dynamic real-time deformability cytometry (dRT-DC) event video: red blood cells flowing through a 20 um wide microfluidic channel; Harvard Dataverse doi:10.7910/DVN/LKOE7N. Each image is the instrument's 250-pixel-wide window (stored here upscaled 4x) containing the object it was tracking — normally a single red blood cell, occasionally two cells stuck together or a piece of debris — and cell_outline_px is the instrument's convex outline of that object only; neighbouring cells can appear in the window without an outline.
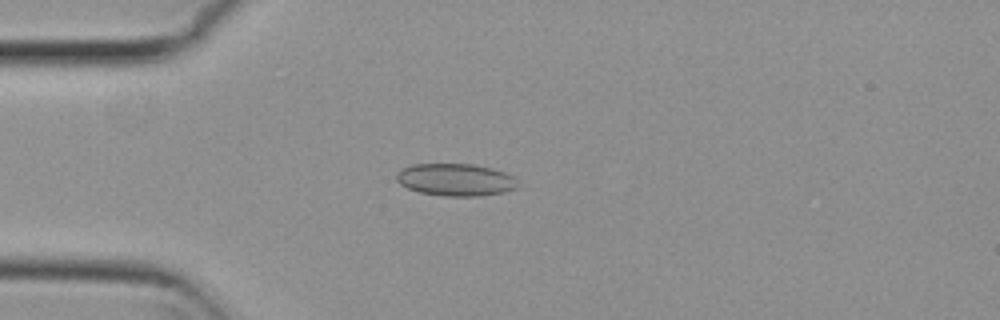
{"species": "common noctule bat (a hibernating species)", "species_latin": "Nyctalus noctula", "temperature_condition": "cold", "stored_images_in_passage": 54, "camera_frame_rate_fps": 3000, "um_per_image_px": 0.085, "animal": {"sex": "female", "body_mass_g": 29.2, "forearm_length_mm": 56.3}, "frame": {"image": 1, "passage_image": 14, "time_ms": 4.333, "image_size_px": [1000, 320], "cell_outline_px": [[516, 188], [504, 192], [480, 196], [444, 196], [420, 192], [408, 188], [400, 184], [396, 180], [396, 172], [412, 164], [472, 164], [492, 168], [516, 176]], "centroid_in_image_um": [38.73, 15.27], "position_along_channel_um": 46.3, "area_um2": 22.89}}
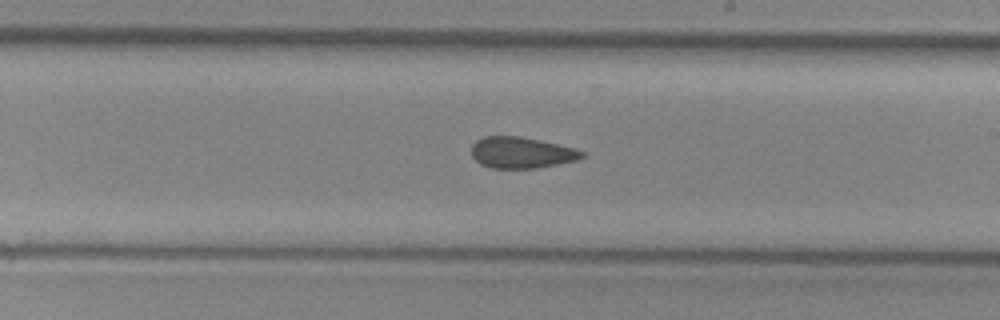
{"frame": {"image": 2, "passage_image": 31, "time_ms": 10.0, "image_size_px": [1000, 320], "cell_outline_px": [[584, 156], [576, 160], [536, 168], [492, 168], [480, 164], [472, 156], [472, 144], [476, 140], [484, 136], [520, 136], [540, 140], [572, 148], [584, 152]], "centroid_in_image_um": [44.27, 12.97], "position_along_channel_um": 244.7, "area_um2": 19.88}}
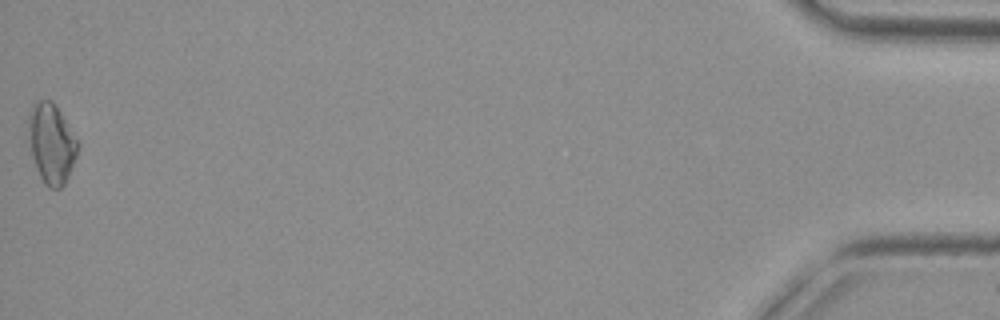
{"frame": {"image": 3, "passage_image": 54, "time_ms": 17.667, "image_size_px": [1000, 320], "cell_outline_px": [[80, 144], [76, 156], [68, 176], [64, 184], [60, 188], [48, 188], [44, 184], [40, 176], [32, 156], [28, 120], [28, 112], [32, 104], [36, 100], [52, 100], [56, 104]], "centroid_in_image_um": [4.38, 12.16], "position_along_channel_um": 430.8, "area_um2": 22.89}, "authors_computed_cell_mechanics": {"area_um2": 21.0392, "velocity_mm_per_s": 3.7857, "shape_relaxation_time_tau1_ms": null, "shape_relaxation_time_tau2_ms": 4.8299, "deformation_change_tau1": null, "deformation_change_tau2": 0.1002}}